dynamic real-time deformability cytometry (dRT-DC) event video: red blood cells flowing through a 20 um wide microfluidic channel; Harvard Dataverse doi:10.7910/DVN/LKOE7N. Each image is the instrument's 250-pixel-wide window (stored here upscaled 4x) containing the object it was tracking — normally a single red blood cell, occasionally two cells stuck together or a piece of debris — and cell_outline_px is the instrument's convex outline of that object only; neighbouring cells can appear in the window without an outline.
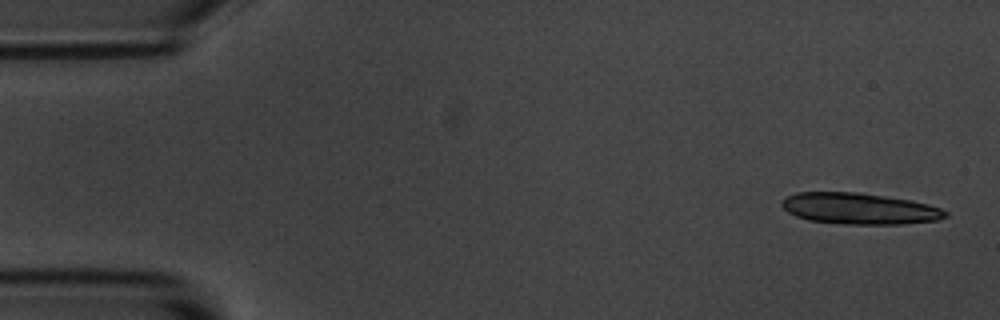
{"species": "common noctule bat (a hibernating species)", "species_latin": "Nyctalus noctula", "temperature_condition": "room temperature", "stored_images_in_passage": 5, "camera_frame_rate_fps": 3000, "um_per_image_px": 0.085, "animal": {"sex": "male", "body_mass_g": 20.1, "forearm_length_mm": 53.5}, "frame": {"image": 1, "passage_image": 5, "time_ms": 1.333, "image_size_px": [1000, 320], "cell_outline_px": [[948, 216], [936, 220], [904, 224], [844, 224], [808, 220], [796, 216], [788, 212], [780, 204], [780, 200], [796, 192], [860, 192], [912, 200], [928, 204], [940, 208], [948, 212]], "centroid_in_image_um": [73.04, 17.72], "position_along_channel_um": 12.0, "area_um2": 29.94}}